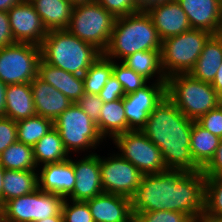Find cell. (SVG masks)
I'll list each match as a JSON object with an SVG mask.
<instances>
[{
    "label": "cell",
    "mask_w": 222,
    "mask_h": 222,
    "mask_svg": "<svg viewBox=\"0 0 222 222\" xmlns=\"http://www.w3.org/2000/svg\"><path fill=\"white\" fill-rule=\"evenodd\" d=\"M5 95V117L19 121L36 115L30 83L9 84Z\"/></svg>",
    "instance_id": "cell-22"
},
{
    "label": "cell",
    "mask_w": 222,
    "mask_h": 222,
    "mask_svg": "<svg viewBox=\"0 0 222 222\" xmlns=\"http://www.w3.org/2000/svg\"><path fill=\"white\" fill-rule=\"evenodd\" d=\"M166 96L190 120L201 116L222 103L210 83L188 74H175L166 79Z\"/></svg>",
    "instance_id": "cell-5"
},
{
    "label": "cell",
    "mask_w": 222,
    "mask_h": 222,
    "mask_svg": "<svg viewBox=\"0 0 222 222\" xmlns=\"http://www.w3.org/2000/svg\"><path fill=\"white\" fill-rule=\"evenodd\" d=\"M47 31L67 29L75 2L72 0H29Z\"/></svg>",
    "instance_id": "cell-23"
},
{
    "label": "cell",
    "mask_w": 222,
    "mask_h": 222,
    "mask_svg": "<svg viewBox=\"0 0 222 222\" xmlns=\"http://www.w3.org/2000/svg\"><path fill=\"white\" fill-rule=\"evenodd\" d=\"M76 182L72 164V155L69 159L45 164L38 168L39 189L67 198L73 191Z\"/></svg>",
    "instance_id": "cell-18"
},
{
    "label": "cell",
    "mask_w": 222,
    "mask_h": 222,
    "mask_svg": "<svg viewBox=\"0 0 222 222\" xmlns=\"http://www.w3.org/2000/svg\"><path fill=\"white\" fill-rule=\"evenodd\" d=\"M113 75L122 85L125 95L133 93L149 83L146 78L119 61H113Z\"/></svg>",
    "instance_id": "cell-34"
},
{
    "label": "cell",
    "mask_w": 222,
    "mask_h": 222,
    "mask_svg": "<svg viewBox=\"0 0 222 222\" xmlns=\"http://www.w3.org/2000/svg\"><path fill=\"white\" fill-rule=\"evenodd\" d=\"M61 213L64 222H94L88 204L85 201L64 199Z\"/></svg>",
    "instance_id": "cell-35"
},
{
    "label": "cell",
    "mask_w": 222,
    "mask_h": 222,
    "mask_svg": "<svg viewBox=\"0 0 222 222\" xmlns=\"http://www.w3.org/2000/svg\"><path fill=\"white\" fill-rule=\"evenodd\" d=\"M163 1H165V0H138V3L140 5L141 9H144L145 7H147L150 4L157 3V2H163Z\"/></svg>",
    "instance_id": "cell-48"
},
{
    "label": "cell",
    "mask_w": 222,
    "mask_h": 222,
    "mask_svg": "<svg viewBox=\"0 0 222 222\" xmlns=\"http://www.w3.org/2000/svg\"><path fill=\"white\" fill-rule=\"evenodd\" d=\"M0 222H9V221L6 219L5 213H4V211L2 210L1 207H0Z\"/></svg>",
    "instance_id": "cell-52"
},
{
    "label": "cell",
    "mask_w": 222,
    "mask_h": 222,
    "mask_svg": "<svg viewBox=\"0 0 222 222\" xmlns=\"http://www.w3.org/2000/svg\"><path fill=\"white\" fill-rule=\"evenodd\" d=\"M72 157L76 182L72 193L66 199L72 201H87L102 194L100 153L73 155Z\"/></svg>",
    "instance_id": "cell-14"
},
{
    "label": "cell",
    "mask_w": 222,
    "mask_h": 222,
    "mask_svg": "<svg viewBox=\"0 0 222 222\" xmlns=\"http://www.w3.org/2000/svg\"><path fill=\"white\" fill-rule=\"evenodd\" d=\"M211 85L217 92V95L219 96V98L222 100V63Z\"/></svg>",
    "instance_id": "cell-44"
},
{
    "label": "cell",
    "mask_w": 222,
    "mask_h": 222,
    "mask_svg": "<svg viewBox=\"0 0 222 222\" xmlns=\"http://www.w3.org/2000/svg\"><path fill=\"white\" fill-rule=\"evenodd\" d=\"M7 85H5L1 80H0V116H4V109H5V90H6Z\"/></svg>",
    "instance_id": "cell-46"
},
{
    "label": "cell",
    "mask_w": 222,
    "mask_h": 222,
    "mask_svg": "<svg viewBox=\"0 0 222 222\" xmlns=\"http://www.w3.org/2000/svg\"><path fill=\"white\" fill-rule=\"evenodd\" d=\"M38 77L64 94L72 103H76L84 94L82 76L52 66L42 58L38 64Z\"/></svg>",
    "instance_id": "cell-21"
},
{
    "label": "cell",
    "mask_w": 222,
    "mask_h": 222,
    "mask_svg": "<svg viewBox=\"0 0 222 222\" xmlns=\"http://www.w3.org/2000/svg\"><path fill=\"white\" fill-rule=\"evenodd\" d=\"M98 2L115 18L142 10L138 0H99Z\"/></svg>",
    "instance_id": "cell-37"
},
{
    "label": "cell",
    "mask_w": 222,
    "mask_h": 222,
    "mask_svg": "<svg viewBox=\"0 0 222 222\" xmlns=\"http://www.w3.org/2000/svg\"><path fill=\"white\" fill-rule=\"evenodd\" d=\"M74 2H83V1H90V0H72Z\"/></svg>",
    "instance_id": "cell-53"
},
{
    "label": "cell",
    "mask_w": 222,
    "mask_h": 222,
    "mask_svg": "<svg viewBox=\"0 0 222 222\" xmlns=\"http://www.w3.org/2000/svg\"><path fill=\"white\" fill-rule=\"evenodd\" d=\"M193 120L165 96L140 130L162 153L167 169L199 171L190 151Z\"/></svg>",
    "instance_id": "cell-2"
},
{
    "label": "cell",
    "mask_w": 222,
    "mask_h": 222,
    "mask_svg": "<svg viewBox=\"0 0 222 222\" xmlns=\"http://www.w3.org/2000/svg\"><path fill=\"white\" fill-rule=\"evenodd\" d=\"M17 141L16 121L0 116V154Z\"/></svg>",
    "instance_id": "cell-40"
},
{
    "label": "cell",
    "mask_w": 222,
    "mask_h": 222,
    "mask_svg": "<svg viewBox=\"0 0 222 222\" xmlns=\"http://www.w3.org/2000/svg\"><path fill=\"white\" fill-rule=\"evenodd\" d=\"M222 63V44L212 34L203 46V50L189 74L197 80L212 84Z\"/></svg>",
    "instance_id": "cell-24"
},
{
    "label": "cell",
    "mask_w": 222,
    "mask_h": 222,
    "mask_svg": "<svg viewBox=\"0 0 222 222\" xmlns=\"http://www.w3.org/2000/svg\"><path fill=\"white\" fill-rule=\"evenodd\" d=\"M205 176L201 170L168 169L143 175L131 198L133 215L160 210L182 212L197 220L204 215Z\"/></svg>",
    "instance_id": "cell-1"
},
{
    "label": "cell",
    "mask_w": 222,
    "mask_h": 222,
    "mask_svg": "<svg viewBox=\"0 0 222 222\" xmlns=\"http://www.w3.org/2000/svg\"><path fill=\"white\" fill-rule=\"evenodd\" d=\"M115 19L97 1L75 2L67 30L103 53L109 44Z\"/></svg>",
    "instance_id": "cell-7"
},
{
    "label": "cell",
    "mask_w": 222,
    "mask_h": 222,
    "mask_svg": "<svg viewBox=\"0 0 222 222\" xmlns=\"http://www.w3.org/2000/svg\"><path fill=\"white\" fill-rule=\"evenodd\" d=\"M214 36L220 41L222 44V18L220 19V22L218 24V27L216 29V32L214 33Z\"/></svg>",
    "instance_id": "cell-50"
},
{
    "label": "cell",
    "mask_w": 222,
    "mask_h": 222,
    "mask_svg": "<svg viewBox=\"0 0 222 222\" xmlns=\"http://www.w3.org/2000/svg\"><path fill=\"white\" fill-rule=\"evenodd\" d=\"M122 63L149 82L166 83L167 78L161 64V50L138 51L126 57Z\"/></svg>",
    "instance_id": "cell-26"
},
{
    "label": "cell",
    "mask_w": 222,
    "mask_h": 222,
    "mask_svg": "<svg viewBox=\"0 0 222 222\" xmlns=\"http://www.w3.org/2000/svg\"><path fill=\"white\" fill-rule=\"evenodd\" d=\"M37 189H39L38 170L5 169L3 205L13 198L28 195Z\"/></svg>",
    "instance_id": "cell-27"
},
{
    "label": "cell",
    "mask_w": 222,
    "mask_h": 222,
    "mask_svg": "<svg viewBox=\"0 0 222 222\" xmlns=\"http://www.w3.org/2000/svg\"><path fill=\"white\" fill-rule=\"evenodd\" d=\"M220 138L193 121L190 138V151L195 163L203 169L214 156Z\"/></svg>",
    "instance_id": "cell-29"
},
{
    "label": "cell",
    "mask_w": 222,
    "mask_h": 222,
    "mask_svg": "<svg viewBox=\"0 0 222 222\" xmlns=\"http://www.w3.org/2000/svg\"><path fill=\"white\" fill-rule=\"evenodd\" d=\"M94 222H133L131 199L122 195L102 193L85 201Z\"/></svg>",
    "instance_id": "cell-17"
},
{
    "label": "cell",
    "mask_w": 222,
    "mask_h": 222,
    "mask_svg": "<svg viewBox=\"0 0 222 222\" xmlns=\"http://www.w3.org/2000/svg\"><path fill=\"white\" fill-rule=\"evenodd\" d=\"M162 40L151 17L142 9L137 13L117 17L107 49L103 55L122 62L138 51L161 50Z\"/></svg>",
    "instance_id": "cell-3"
},
{
    "label": "cell",
    "mask_w": 222,
    "mask_h": 222,
    "mask_svg": "<svg viewBox=\"0 0 222 222\" xmlns=\"http://www.w3.org/2000/svg\"><path fill=\"white\" fill-rule=\"evenodd\" d=\"M40 47L46 63L78 76H83L103 54L67 29L48 31Z\"/></svg>",
    "instance_id": "cell-4"
},
{
    "label": "cell",
    "mask_w": 222,
    "mask_h": 222,
    "mask_svg": "<svg viewBox=\"0 0 222 222\" xmlns=\"http://www.w3.org/2000/svg\"><path fill=\"white\" fill-rule=\"evenodd\" d=\"M211 35L209 31L191 28L164 39L161 46V64L166 78L175 74H188L194 68Z\"/></svg>",
    "instance_id": "cell-8"
},
{
    "label": "cell",
    "mask_w": 222,
    "mask_h": 222,
    "mask_svg": "<svg viewBox=\"0 0 222 222\" xmlns=\"http://www.w3.org/2000/svg\"><path fill=\"white\" fill-rule=\"evenodd\" d=\"M14 43L8 13L0 11V49Z\"/></svg>",
    "instance_id": "cell-43"
},
{
    "label": "cell",
    "mask_w": 222,
    "mask_h": 222,
    "mask_svg": "<svg viewBox=\"0 0 222 222\" xmlns=\"http://www.w3.org/2000/svg\"><path fill=\"white\" fill-rule=\"evenodd\" d=\"M112 74L113 60L102 54L82 76L84 93L98 95Z\"/></svg>",
    "instance_id": "cell-32"
},
{
    "label": "cell",
    "mask_w": 222,
    "mask_h": 222,
    "mask_svg": "<svg viewBox=\"0 0 222 222\" xmlns=\"http://www.w3.org/2000/svg\"><path fill=\"white\" fill-rule=\"evenodd\" d=\"M107 151V156L100 155V177L103 192L131 199L140 185L143 174L112 147Z\"/></svg>",
    "instance_id": "cell-12"
},
{
    "label": "cell",
    "mask_w": 222,
    "mask_h": 222,
    "mask_svg": "<svg viewBox=\"0 0 222 222\" xmlns=\"http://www.w3.org/2000/svg\"><path fill=\"white\" fill-rule=\"evenodd\" d=\"M98 96L100 99L106 102L116 101L125 97V92L122 85L118 82L115 76L108 79L106 84L103 86L102 90L99 92Z\"/></svg>",
    "instance_id": "cell-41"
},
{
    "label": "cell",
    "mask_w": 222,
    "mask_h": 222,
    "mask_svg": "<svg viewBox=\"0 0 222 222\" xmlns=\"http://www.w3.org/2000/svg\"><path fill=\"white\" fill-rule=\"evenodd\" d=\"M107 145H112L117 153L131 162L143 175L158 174L168 170L161 150L140 130H131L115 136ZM115 146V147H114Z\"/></svg>",
    "instance_id": "cell-9"
},
{
    "label": "cell",
    "mask_w": 222,
    "mask_h": 222,
    "mask_svg": "<svg viewBox=\"0 0 222 222\" xmlns=\"http://www.w3.org/2000/svg\"><path fill=\"white\" fill-rule=\"evenodd\" d=\"M37 222H64L63 216H51Z\"/></svg>",
    "instance_id": "cell-49"
},
{
    "label": "cell",
    "mask_w": 222,
    "mask_h": 222,
    "mask_svg": "<svg viewBox=\"0 0 222 222\" xmlns=\"http://www.w3.org/2000/svg\"><path fill=\"white\" fill-rule=\"evenodd\" d=\"M54 128L59 132L70 156L90 155L105 149L106 141L100 135L96 123L76 103L54 121Z\"/></svg>",
    "instance_id": "cell-6"
},
{
    "label": "cell",
    "mask_w": 222,
    "mask_h": 222,
    "mask_svg": "<svg viewBox=\"0 0 222 222\" xmlns=\"http://www.w3.org/2000/svg\"><path fill=\"white\" fill-rule=\"evenodd\" d=\"M32 148L34 160L38 168L45 164L59 163L70 158L59 132L54 127Z\"/></svg>",
    "instance_id": "cell-28"
},
{
    "label": "cell",
    "mask_w": 222,
    "mask_h": 222,
    "mask_svg": "<svg viewBox=\"0 0 222 222\" xmlns=\"http://www.w3.org/2000/svg\"><path fill=\"white\" fill-rule=\"evenodd\" d=\"M41 47L15 42L0 49V80L5 84L30 83L38 76Z\"/></svg>",
    "instance_id": "cell-10"
},
{
    "label": "cell",
    "mask_w": 222,
    "mask_h": 222,
    "mask_svg": "<svg viewBox=\"0 0 222 222\" xmlns=\"http://www.w3.org/2000/svg\"><path fill=\"white\" fill-rule=\"evenodd\" d=\"M0 164L10 170H38L32 146L18 141L0 154Z\"/></svg>",
    "instance_id": "cell-30"
},
{
    "label": "cell",
    "mask_w": 222,
    "mask_h": 222,
    "mask_svg": "<svg viewBox=\"0 0 222 222\" xmlns=\"http://www.w3.org/2000/svg\"><path fill=\"white\" fill-rule=\"evenodd\" d=\"M204 176H222V139L210 162L201 170Z\"/></svg>",
    "instance_id": "cell-42"
},
{
    "label": "cell",
    "mask_w": 222,
    "mask_h": 222,
    "mask_svg": "<svg viewBox=\"0 0 222 222\" xmlns=\"http://www.w3.org/2000/svg\"><path fill=\"white\" fill-rule=\"evenodd\" d=\"M63 201L59 195L37 189L7 201L1 208L9 222H37L51 216H62Z\"/></svg>",
    "instance_id": "cell-11"
},
{
    "label": "cell",
    "mask_w": 222,
    "mask_h": 222,
    "mask_svg": "<svg viewBox=\"0 0 222 222\" xmlns=\"http://www.w3.org/2000/svg\"><path fill=\"white\" fill-rule=\"evenodd\" d=\"M194 222H222V220L212 219V218H209L205 215H202Z\"/></svg>",
    "instance_id": "cell-51"
},
{
    "label": "cell",
    "mask_w": 222,
    "mask_h": 222,
    "mask_svg": "<svg viewBox=\"0 0 222 222\" xmlns=\"http://www.w3.org/2000/svg\"><path fill=\"white\" fill-rule=\"evenodd\" d=\"M144 10L151 17L162 41L191 29L187 14L177 0L153 3Z\"/></svg>",
    "instance_id": "cell-16"
},
{
    "label": "cell",
    "mask_w": 222,
    "mask_h": 222,
    "mask_svg": "<svg viewBox=\"0 0 222 222\" xmlns=\"http://www.w3.org/2000/svg\"><path fill=\"white\" fill-rule=\"evenodd\" d=\"M195 220L182 212L160 210L140 212L134 215L133 222H194Z\"/></svg>",
    "instance_id": "cell-36"
},
{
    "label": "cell",
    "mask_w": 222,
    "mask_h": 222,
    "mask_svg": "<svg viewBox=\"0 0 222 222\" xmlns=\"http://www.w3.org/2000/svg\"><path fill=\"white\" fill-rule=\"evenodd\" d=\"M5 168L0 164V207L3 206V179Z\"/></svg>",
    "instance_id": "cell-47"
},
{
    "label": "cell",
    "mask_w": 222,
    "mask_h": 222,
    "mask_svg": "<svg viewBox=\"0 0 222 222\" xmlns=\"http://www.w3.org/2000/svg\"><path fill=\"white\" fill-rule=\"evenodd\" d=\"M36 115L55 121L73 103L52 85L36 76L31 82Z\"/></svg>",
    "instance_id": "cell-19"
},
{
    "label": "cell",
    "mask_w": 222,
    "mask_h": 222,
    "mask_svg": "<svg viewBox=\"0 0 222 222\" xmlns=\"http://www.w3.org/2000/svg\"><path fill=\"white\" fill-rule=\"evenodd\" d=\"M17 141L34 146L45 134L54 127V121L49 118L35 115L16 121Z\"/></svg>",
    "instance_id": "cell-31"
},
{
    "label": "cell",
    "mask_w": 222,
    "mask_h": 222,
    "mask_svg": "<svg viewBox=\"0 0 222 222\" xmlns=\"http://www.w3.org/2000/svg\"><path fill=\"white\" fill-rule=\"evenodd\" d=\"M24 0H0V11L8 12L13 6Z\"/></svg>",
    "instance_id": "cell-45"
},
{
    "label": "cell",
    "mask_w": 222,
    "mask_h": 222,
    "mask_svg": "<svg viewBox=\"0 0 222 222\" xmlns=\"http://www.w3.org/2000/svg\"><path fill=\"white\" fill-rule=\"evenodd\" d=\"M104 102L96 94L84 93L76 102L95 123L99 120Z\"/></svg>",
    "instance_id": "cell-39"
},
{
    "label": "cell",
    "mask_w": 222,
    "mask_h": 222,
    "mask_svg": "<svg viewBox=\"0 0 222 222\" xmlns=\"http://www.w3.org/2000/svg\"><path fill=\"white\" fill-rule=\"evenodd\" d=\"M204 215L222 220V176H205Z\"/></svg>",
    "instance_id": "cell-33"
},
{
    "label": "cell",
    "mask_w": 222,
    "mask_h": 222,
    "mask_svg": "<svg viewBox=\"0 0 222 222\" xmlns=\"http://www.w3.org/2000/svg\"><path fill=\"white\" fill-rule=\"evenodd\" d=\"M7 13L15 42L41 46L48 31L29 1H22L13 6Z\"/></svg>",
    "instance_id": "cell-15"
},
{
    "label": "cell",
    "mask_w": 222,
    "mask_h": 222,
    "mask_svg": "<svg viewBox=\"0 0 222 222\" xmlns=\"http://www.w3.org/2000/svg\"><path fill=\"white\" fill-rule=\"evenodd\" d=\"M166 96V83L149 82L137 91L125 95L123 104L125 108L128 131L141 130L150 113Z\"/></svg>",
    "instance_id": "cell-13"
},
{
    "label": "cell",
    "mask_w": 222,
    "mask_h": 222,
    "mask_svg": "<svg viewBox=\"0 0 222 222\" xmlns=\"http://www.w3.org/2000/svg\"><path fill=\"white\" fill-rule=\"evenodd\" d=\"M201 127L222 139V103L196 121Z\"/></svg>",
    "instance_id": "cell-38"
},
{
    "label": "cell",
    "mask_w": 222,
    "mask_h": 222,
    "mask_svg": "<svg viewBox=\"0 0 222 222\" xmlns=\"http://www.w3.org/2000/svg\"><path fill=\"white\" fill-rule=\"evenodd\" d=\"M191 28L216 32L222 18V0H177Z\"/></svg>",
    "instance_id": "cell-20"
},
{
    "label": "cell",
    "mask_w": 222,
    "mask_h": 222,
    "mask_svg": "<svg viewBox=\"0 0 222 222\" xmlns=\"http://www.w3.org/2000/svg\"><path fill=\"white\" fill-rule=\"evenodd\" d=\"M96 126L107 143L115 136L128 132L123 98L103 104Z\"/></svg>",
    "instance_id": "cell-25"
}]
</instances>
